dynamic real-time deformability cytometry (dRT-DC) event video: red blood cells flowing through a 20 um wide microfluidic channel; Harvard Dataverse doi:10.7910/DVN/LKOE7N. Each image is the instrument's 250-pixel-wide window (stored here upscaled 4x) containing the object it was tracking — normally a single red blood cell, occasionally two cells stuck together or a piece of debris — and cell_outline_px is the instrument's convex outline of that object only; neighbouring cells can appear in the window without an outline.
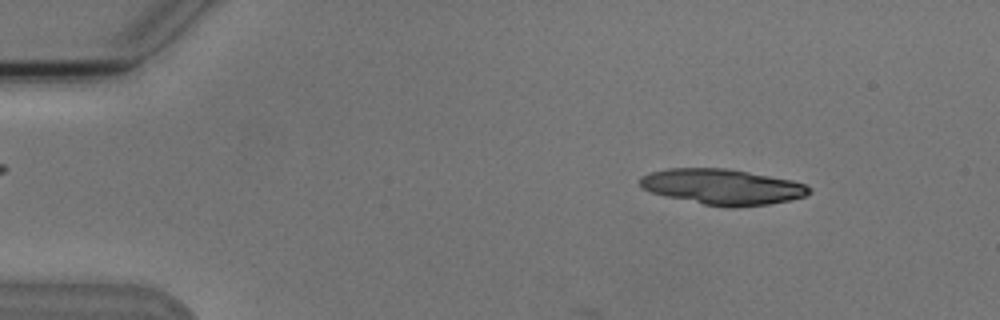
{"species": "Egyptian fruit bat (a non-hibernating species)", "species_latin": "Rousettus aegyptiacus", "temperature_condition": "cold", "stored_images_in_passage": 6, "camera_frame_rate_fps": 3000, "um_per_image_px": 0.085, "animal": {"sex": "male"}, "frame": {"image": 1, "passage_image": 3, "time_ms": 2.0, "image_size_px": [1000, 320], "cell_outline_px": [[812, 192], [804, 196], [792, 200], [768, 204], [736, 208], [732, 208], [704, 204], [664, 196], [652, 192], [644, 188], [640, 184], [640, 176], [652, 172], [668, 168], [724, 168], [748, 172], [792, 180], [804, 184], [812, 188]], "centroid_in_image_um": [61.43, 15.88], "position_along_channel_um": 23.6, "area_um2": 35.03}}